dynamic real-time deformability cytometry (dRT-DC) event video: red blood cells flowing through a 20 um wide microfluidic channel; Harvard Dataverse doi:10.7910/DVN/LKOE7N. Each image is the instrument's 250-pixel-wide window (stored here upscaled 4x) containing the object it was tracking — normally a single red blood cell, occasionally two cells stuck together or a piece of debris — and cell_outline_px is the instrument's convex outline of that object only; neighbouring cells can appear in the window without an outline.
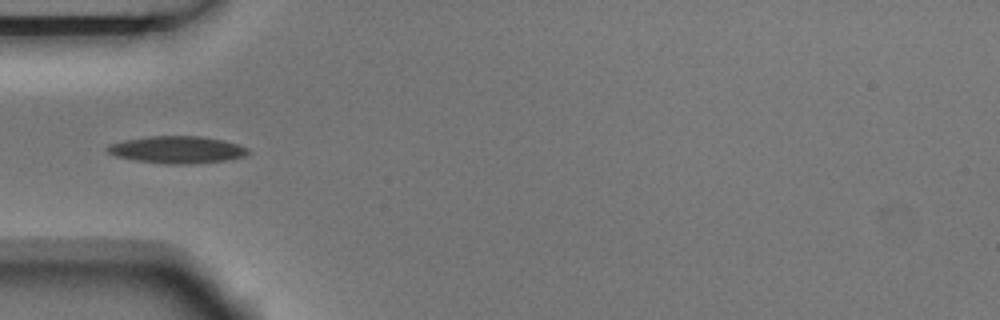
{"species": "Egyptian fruit bat (a non-hibernating species)", "species_latin": "Rousettus aegyptiacus", "temperature_condition": "room temperature", "stored_images_in_passage": 5, "camera_frame_rate_fps": 3000, "um_per_image_px": 0.085, "animal": {"sex": "male"}, "frame": {"image": 1, "passage_image": 5, "time_ms": 1.333, "image_size_px": [1000, 320], "cell_outline_px": [[248, 152], [244, 156], [228, 160], [188, 164], [168, 164], [136, 160], [116, 156], [108, 152], [104, 148], [108, 144], [124, 140], [144, 136], [200, 136], [224, 140], [248, 148]], "centroid_in_image_um": [15.01, 12.72], "position_along_channel_um": 70.0, "area_um2": 22.25}}